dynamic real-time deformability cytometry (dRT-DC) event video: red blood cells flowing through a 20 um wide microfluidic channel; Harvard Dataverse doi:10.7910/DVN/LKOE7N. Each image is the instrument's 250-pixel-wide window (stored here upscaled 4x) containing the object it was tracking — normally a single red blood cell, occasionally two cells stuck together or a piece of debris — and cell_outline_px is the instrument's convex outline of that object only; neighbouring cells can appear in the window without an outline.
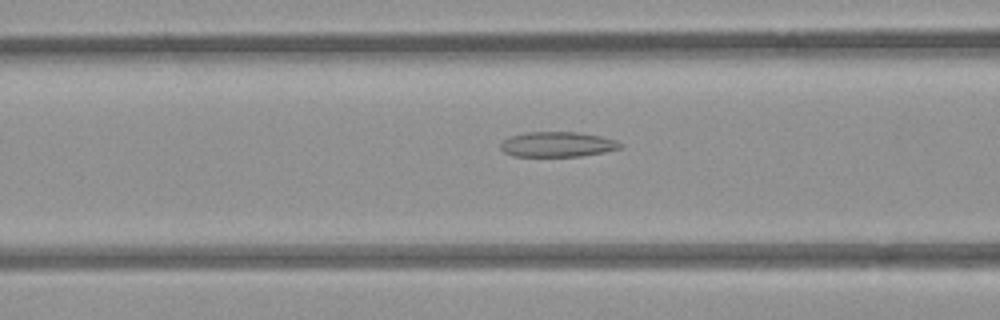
{"species": "common noctule bat (a hibernating species)", "species_latin": "Nyctalus noctula", "temperature_condition": "room temperature", "stored_images_in_passage": 42, "camera_frame_rate_fps": 3000, "um_per_image_px": 0.085, "animal": {"sex": "female", "body_mass_g": 21.9}, "frame": {"image": 1, "passage_image": 11, "time_ms": 3.333, "image_size_px": [1000, 320], "cell_outline_px": [[624, 148], [604, 152], [580, 156], [512, 156], [504, 152], [500, 148], [500, 144], [508, 136], [524, 132], [576, 132], [600, 136], [616, 140], [624, 144]], "centroid_in_image_um": [47.39, 12.27], "position_along_channel_um": 119.2, "area_um2": 17.69}}
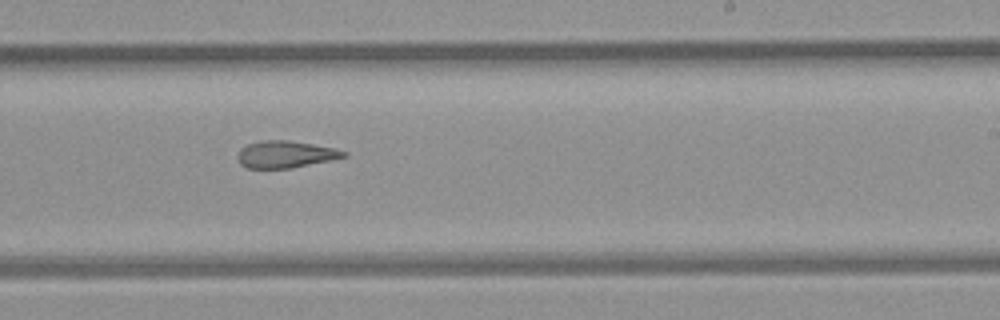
{"frame": {"image": 2, "passage_image": 22, "time_ms": 7.0, "image_size_px": [1000, 320], "cell_outline_px": [[348, 156], [292, 168], [248, 168], [240, 164], [236, 156], [240, 148], [248, 144], [260, 140], [288, 140], [312, 144], [332, 148], [348, 152]], "centroid_in_image_um": [24.22, 13.11], "position_along_channel_um": 264.8, "area_um2": 16.65}}
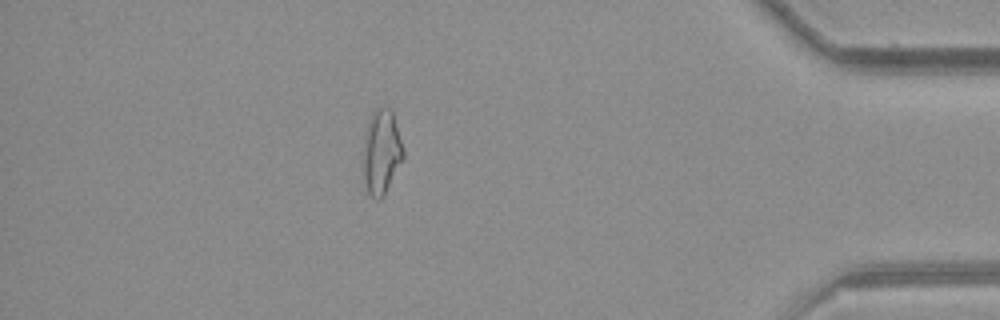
{"frame": {"image": 3, "passage_image": 36, "time_ms": 11.667, "image_size_px": [1000, 320], "cell_outline_px": [[404, 156], [384, 196], [380, 200], [376, 200], [368, 192], [364, 184], [364, 136], [372, 112], [380, 104], [392, 108], [404, 152]], "centroid_in_image_um": [32.43, 12.88], "position_along_channel_um": 402.8, "area_um2": 19.83}, "authors_computed_cell_mechanics": {"area_um2": 18.1492, "velocity_mm_per_s": 3.9627, "shape_relaxation_time_tau1_ms": null, "shape_relaxation_time_tau2_ms": 4.3171, "deformation_change_tau1": null, "deformation_change_tau2": 0.1479}}